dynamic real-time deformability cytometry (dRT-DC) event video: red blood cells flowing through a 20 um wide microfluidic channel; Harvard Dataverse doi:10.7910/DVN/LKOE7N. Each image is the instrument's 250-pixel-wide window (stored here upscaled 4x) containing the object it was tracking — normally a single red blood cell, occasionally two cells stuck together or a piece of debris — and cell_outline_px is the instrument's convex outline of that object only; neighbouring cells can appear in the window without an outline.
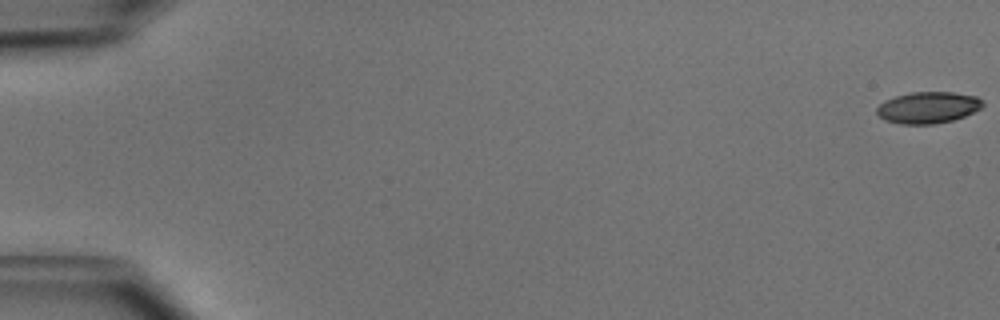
{"species": "common noctule bat (a hibernating species)", "species_latin": "Nyctalus noctula", "temperature_condition": "cold", "stored_images_in_passage": 52, "camera_frame_rate_fps": 3000, "um_per_image_px": 0.085, "animal": {"sex": "male", "body_mass_g": 15.6}, "frame": {"image": 1, "passage_image": 1, "time_ms": 0.0, "image_size_px": [1000, 320], "cell_outline_px": [[984, 104], [980, 108], [964, 116], [952, 120], [932, 124], [900, 124], [884, 120], [876, 112], [876, 108], [884, 100], [896, 96], [912, 92], [952, 92], [976, 96]], "centroid_in_image_um": [78.84, 9.14], "position_along_channel_um": 6.2, "area_um2": 19.31}}
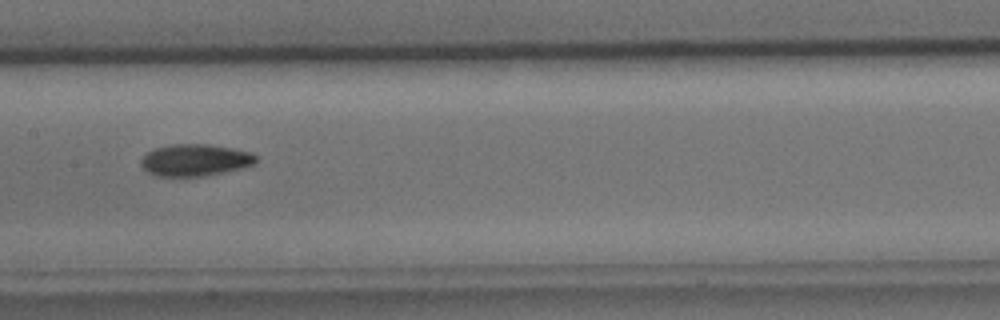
{"frame": {"image": 2, "passage_image": 27, "time_ms": 8.667, "image_size_px": [1000, 320], "cell_outline_px": [[256, 164], [244, 168], [224, 172], [200, 176], [156, 176], [148, 172], [140, 164], [140, 160], [148, 152], [156, 148], [172, 144], [208, 144], [232, 148], [252, 152], [256, 156]], "centroid_in_image_um": [16.61, 13.6], "position_along_channel_um": 190.8, "area_um2": 21.39}}
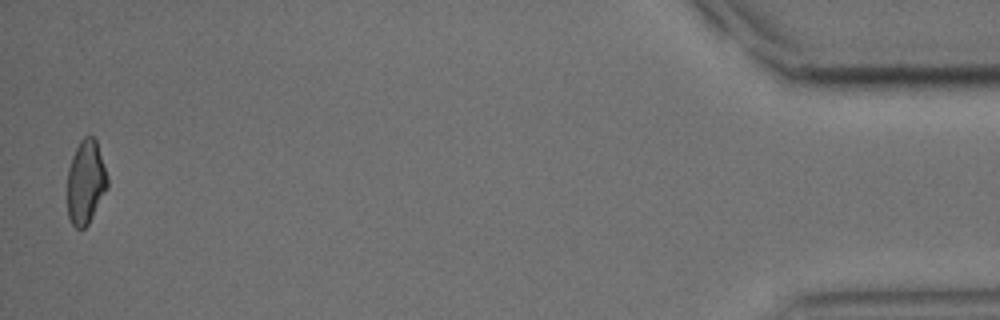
{"frame": {"image": 3, "passage_image": 51, "time_ms": 16.667, "image_size_px": [1000, 320], "cell_outline_px": [[108, 188], [88, 224], [84, 228], [76, 228], [72, 224], [68, 216], [68, 168], [72, 156], [80, 140], [84, 136], [92, 136], [96, 140], [108, 176]], "centroid_in_image_um": [7.3, 15.47], "position_along_channel_um": 427.9, "area_um2": 19.59}, "authors_computed_cell_mechanics": {"area_um2": 20.7502, "velocity_mm_per_s": 3.9984, "shape_relaxation_time_tau1_ms": 3.9454, "shape_relaxation_time_tau2_ms": 8.6733, "deformation_change_tau1": 0.1298, "deformation_change_tau2": 0.1495}}